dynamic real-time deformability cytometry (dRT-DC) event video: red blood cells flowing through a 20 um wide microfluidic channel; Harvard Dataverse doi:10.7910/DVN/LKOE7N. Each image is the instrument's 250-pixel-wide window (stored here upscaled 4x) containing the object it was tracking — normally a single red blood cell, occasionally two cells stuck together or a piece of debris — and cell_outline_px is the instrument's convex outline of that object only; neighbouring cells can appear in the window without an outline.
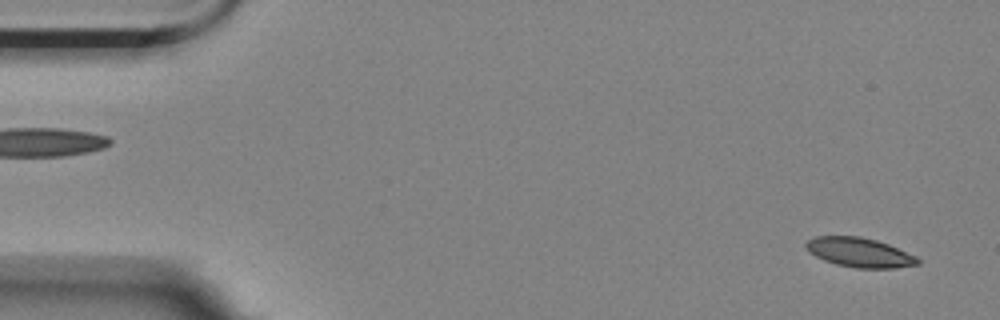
{"species": "Egyptian fruit bat (a non-hibernating species)", "species_latin": "Rousettus aegyptiacus", "temperature_condition": "room temperature", "stored_images_in_passage": 2, "camera_frame_rate_fps": 3000, "um_per_image_px": 0.085, "animal": {"sex": "female"}, "frame": {"image": 1, "passage_image": 2, "time_ms": 0.333, "image_size_px": [1000, 320], "cell_outline_px": [[920, 264], [896, 268], [856, 268], [836, 264], [824, 260], [808, 252], [804, 248], [804, 244], [808, 240], [816, 236], [860, 236], [876, 240], [888, 244], [916, 256], [920, 260]], "centroid_in_image_um": [73.04, 21.46], "position_along_channel_um": 12.0, "area_um2": 19.25}}